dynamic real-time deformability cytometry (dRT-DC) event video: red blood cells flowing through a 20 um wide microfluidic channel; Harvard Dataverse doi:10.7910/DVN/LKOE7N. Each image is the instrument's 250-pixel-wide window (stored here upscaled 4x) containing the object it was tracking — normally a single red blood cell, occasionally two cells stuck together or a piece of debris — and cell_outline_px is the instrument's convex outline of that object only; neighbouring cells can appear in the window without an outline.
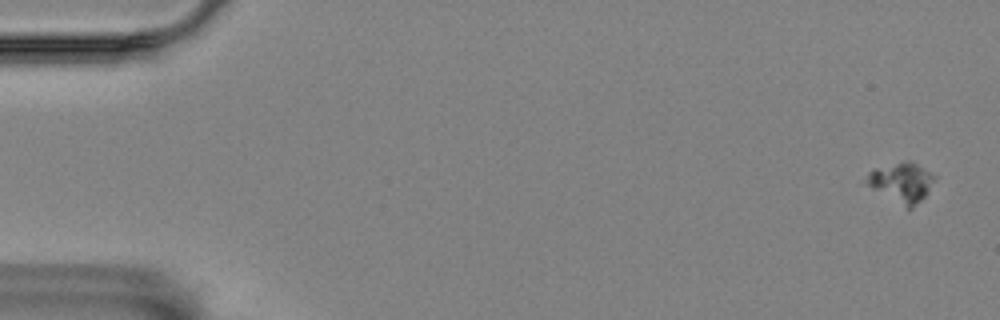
{"species": "Egyptian fruit bat (a non-hibernating species)", "species_latin": "Rousettus aegyptiacus", "temperature_condition": "room temperature", "stored_images_in_passage": 8, "camera_frame_rate_fps": 3000, "um_per_image_px": 0.085, "animal": {"sex": "female"}, "frame": {"image": 1, "passage_image": 1, "time_ms": 0.0, "image_size_px": [1000, 320], "cell_outline_px": [[936, 176], [924, 196], [912, 208], [908, 208], [872, 188], [868, 184], [868, 172], [876, 168], [908, 160], [912, 160], [932, 172]], "centroid_in_image_um": [76.68, 15.46], "position_along_channel_um": 8.3, "area_um2": 15.14}}
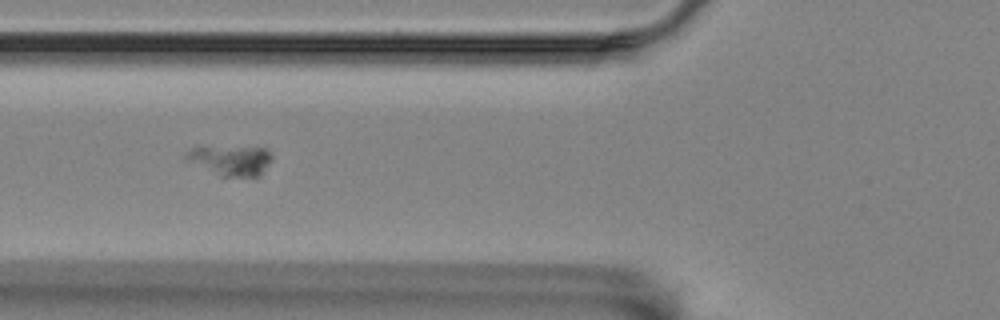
{"frame": {"image": 2, "passage_image": 7, "time_ms": 2.0, "image_size_px": [1000, 320], "cell_outline_px": [[272, 160], [260, 176], [220, 176], [184, 156], [184, 152], [192, 148], [264, 148], [272, 156]], "centroid_in_image_um": [19.68, 13.64], "position_along_channel_um": 106.1, "area_um2": 14.16}}
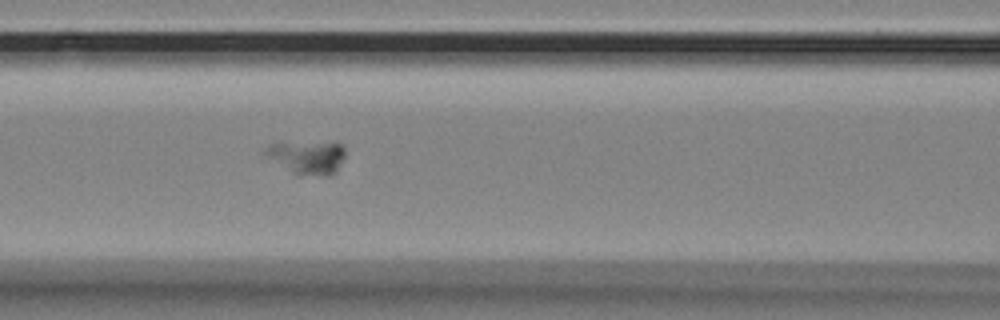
{"frame": {"image": 3, "passage_image": 8, "time_ms": 2.333, "image_size_px": [1000, 320], "cell_outline_px": [[344, 156], [336, 172], [328, 176], [296, 176], [264, 152], [268, 144], [276, 140], [336, 140], [344, 148]], "centroid_in_image_um": [26.13, 13.28], "position_along_channel_um": 140.5, "area_um2": 16.65}}